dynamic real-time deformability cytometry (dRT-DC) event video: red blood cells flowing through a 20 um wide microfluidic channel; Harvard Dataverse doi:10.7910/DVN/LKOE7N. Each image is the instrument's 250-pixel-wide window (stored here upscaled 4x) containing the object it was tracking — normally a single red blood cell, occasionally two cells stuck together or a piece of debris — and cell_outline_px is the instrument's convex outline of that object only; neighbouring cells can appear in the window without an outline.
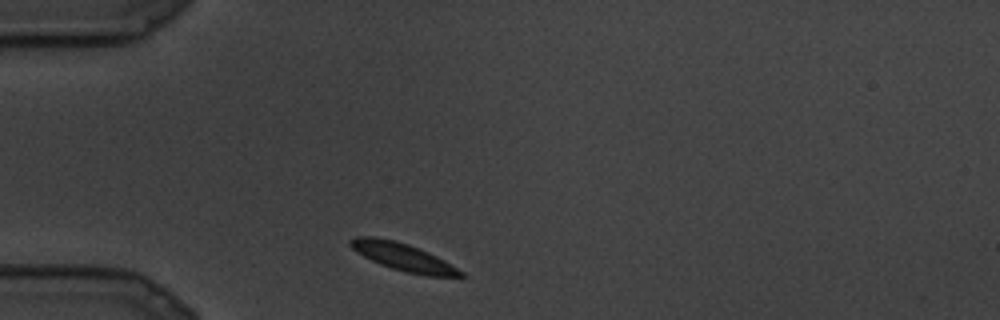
{"species": "common noctule bat (a hibernating species)", "species_latin": "Nyctalus noctula", "temperature_condition": "cold", "stored_images_in_passage": 22, "camera_frame_rate_fps": 3000, "um_per_image_px": 0.085, "animal": {"sex": "male", "body_mass_g": 19.5, "forearm_length_mm": 54.6}, "frame": {"image": 1, "passage_image": 1, "time_ms": 0.0, "image_size_px": [1000, 320], "cell_outline_px": [[468, 276], [428, 276], [404, 272], [380, 264], [356, 252], [348, 244], [348, 240], [356, 236], [376, 236], [396, 240], [408, 244], [428, 252], [444, 260], [464, 272]], "centroid_in_image_um": [34.24, 21.83], "position_along_channel_um": 50.8, "area_um2": 17.8}}
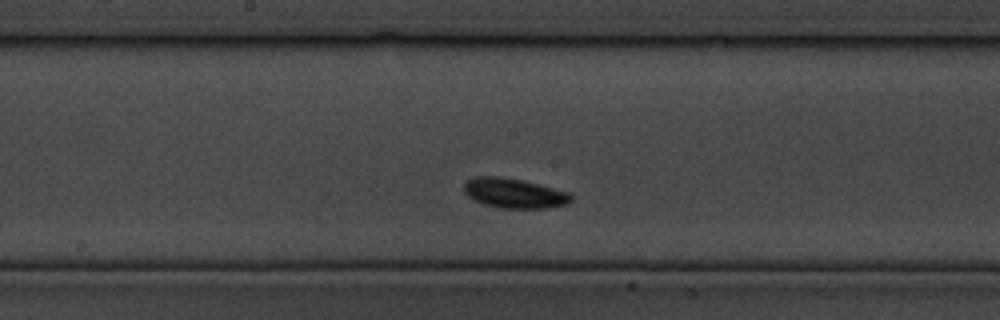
{"frame": {"image": 2, "passage_image": 8, "time_ms": 2.333, "image_size_px": [1000, 320], "cell_outline_px": [[572, 200], [568, 204], [548, 208], [500, 208], [484, 204], [468, 196], [464, 192], [464, 184], [472, 176], [500, 176], [520, 180], [568, 192], [572, 196]], "centroid_in_image_um": [43.69, 16.42], "position_along_channel_um": 204.5, "area_um2": 18.44}}
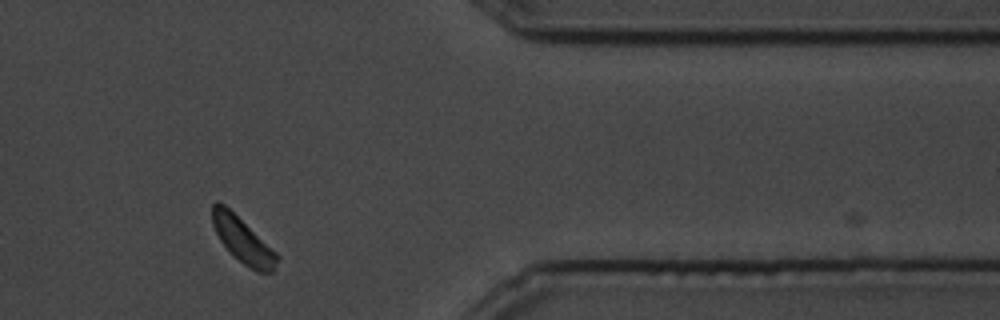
{"frame": {"image": 3, "passage_image": 16, "time_ms": 5.0, "image_size_px": [1000, 320], "cell_outline_px": [[280, 260], [272, 272], [256, 272], [248, 268], [220, 240], [212, 224], [212, 204], [216, 200], [220, 200], [276, 252], [280, 256]], "centroid_in_image_um": [20.65, 20.41], "position_along_channel_um": 390.8, "area_um2": 16.82}}